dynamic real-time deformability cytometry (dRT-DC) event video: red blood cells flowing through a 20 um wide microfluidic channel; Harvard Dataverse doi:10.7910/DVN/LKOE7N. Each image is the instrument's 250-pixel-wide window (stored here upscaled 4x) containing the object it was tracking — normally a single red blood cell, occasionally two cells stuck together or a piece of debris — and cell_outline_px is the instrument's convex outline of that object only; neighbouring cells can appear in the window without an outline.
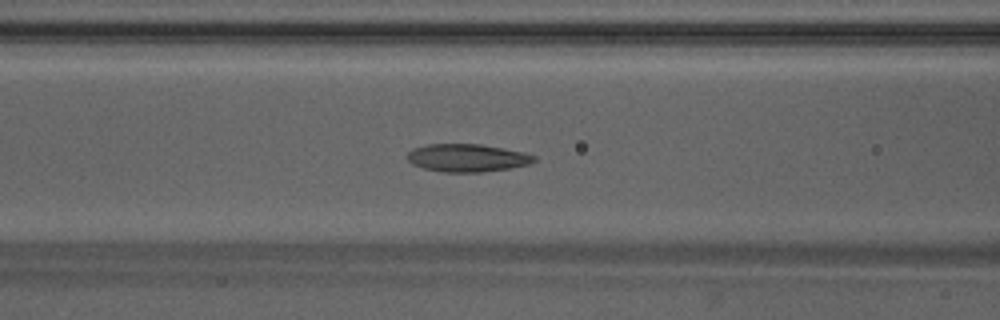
{"species": "Egyptian fruit bat (a non-hibernating species)", "species_latin": "Rousettus aegyptiacus", "temperature_condition": "warm", "stored_images_in_passage": 37, "camera_frame_rate_fps": 3000, "um_per_image_px": 0.085, "animal": {"sex": "male"}, "frame": {"image": 1, "passage_image": 8, "time_ms": 2.333, "image_size_px": [1000, 320], "cell_outline_px": [[536, 160], [532, 164], [508, 168], [480, 172], [444, 172], [424, 168], [412, 164], [404, 156], [412, 148], [428, 144], [480, 144], [504, 148], [524, 152], [536, 156]], "centroid_in_image_um": [39.7, 13.41], "position_along_channel_um": 126.9, "area_um2": 20.69}}
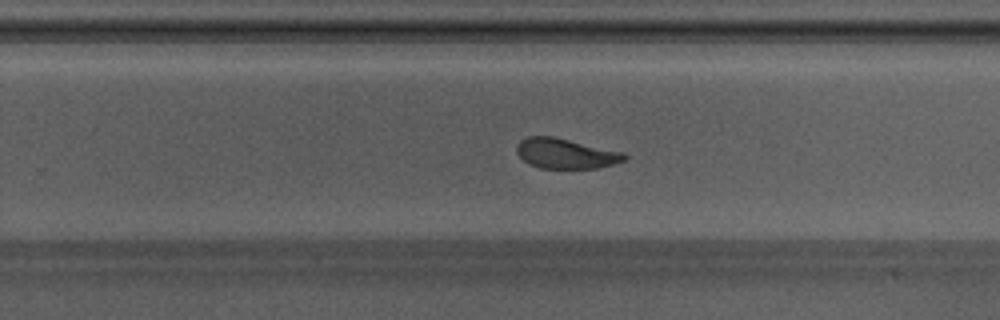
{"frame": {"image": 2, "passage_image": 19, "time_ms": 6.0, "image_size_px": [1000, 320], "cell_outline_px": [[628, 156], [624, 160], [612, 164], [596, 168], [540, 168], [528, 164], [516, 152], [516, 144], [520, 140], [528, 136], [552, 136], [624, 152]], "centroid_in_image_um": [48.05, 13.04], "position_along_channel_um": 281.7, "area_um2": 18.84}}
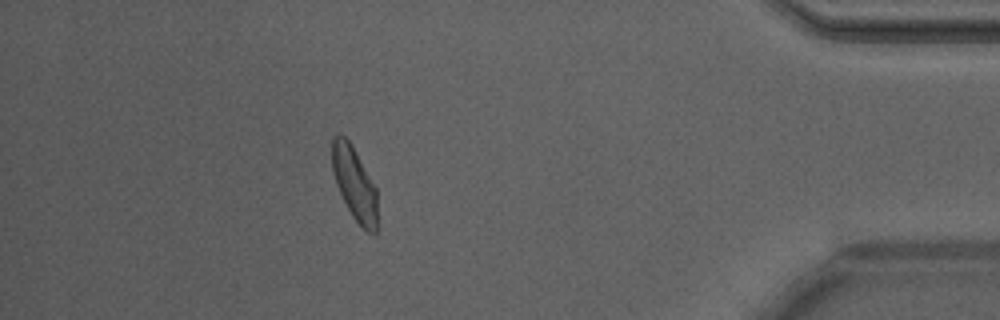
{"frame": {"image": 3, "passage_image": 31, "time_ms": 10.0, "image_size_px": [1000, 320], "cell_outline_px": [[376, 232], [372, 236], [352, 216], [336, 184], [332, 168], [332, 136], [336, 132], [340, 132], [352, 144], [376, 188]], "centroid_in_image_um": [30.11, 15.54], "position_along_channel_um": 405.1, "area_um2": 19.19}, "authors_computed_cell_mechanics": {"area_um2": 20.23, "velocity_mm_per_s": 4.232, "shape_relaxation_time_tau1_ms": 5.015, "shape_relaxation_time_tau2_ms": 1.8954, "deformation_change_tau1": 0.1548, "deformation_change_tau2": 0.0774}}